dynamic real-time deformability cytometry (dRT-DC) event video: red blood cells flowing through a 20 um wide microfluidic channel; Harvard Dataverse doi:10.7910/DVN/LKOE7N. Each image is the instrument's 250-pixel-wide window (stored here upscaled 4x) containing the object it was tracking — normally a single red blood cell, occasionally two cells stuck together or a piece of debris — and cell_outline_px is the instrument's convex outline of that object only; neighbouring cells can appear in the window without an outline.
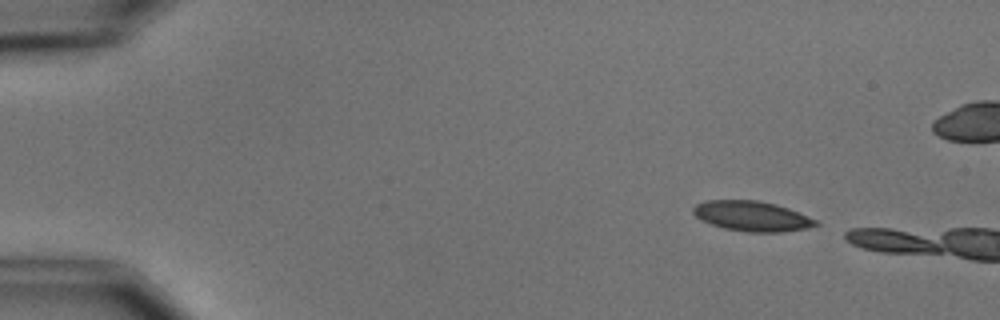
{"species": "common noctule bat (a hibernating species)", "species_latin": "Nyctalus noctula", "temperature_condition": "cold", "stored_images_in_passage": 2, "camera_frame_rate_fps": 3000, "um_per_image_px": 0.085, "animal": {"sex": "male", "body_mass_g": 15.6}, "frame": {"image": 1, "passage_image": 1, "time_ms": 0.0, "image_size_px": [1000, 320], "cell_outline_px": [[820, 224], [808, 228], [784, 232], [748, 232], [724, 228], [700, 220], [692, 212], [692, 208], [696, 204], [704, 200], [756, 200], [776, 204], [788, 208], [820, 220]], "centroid_in_image_um": [63.94, 18.37], "position_along_channel_um": 21.1, "area_um2": 21.73}}